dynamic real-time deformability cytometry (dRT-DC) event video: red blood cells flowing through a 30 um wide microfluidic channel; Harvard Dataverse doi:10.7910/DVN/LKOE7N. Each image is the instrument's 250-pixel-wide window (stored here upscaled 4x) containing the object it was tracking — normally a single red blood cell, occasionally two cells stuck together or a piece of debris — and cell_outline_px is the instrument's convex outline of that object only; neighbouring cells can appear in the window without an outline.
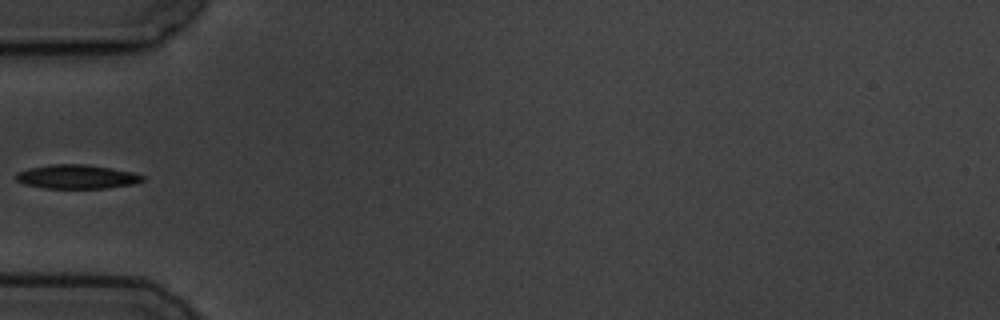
{"species": "common noctule bat (a hibernating species)", "species_latin": "Nyctalus noctula", "temperature_condition": "cold", "stored_images_in_passage": 5, "camera_frame_rate_fps": 3000, "um_per_image_px": 0.085, "animal": {"sex": "male", "body_mass_g": 19.5, "forearm_length_mm": 54.6}, "frame": {"image": 1, "passage_image": 4, "time_ms": 3.333, "image_size_px": [1000, 320], "cell_outline_px": [[144, 180], [132, 184], [104, 188], [44, 188], [24, 184], [16, 180], [16, 172], [28, 168], [52, 164], [88, 164], [112, 168], [132, 172], [144, 176]], "centroid_in_image_um": [6.5, 15.01], "position_along_channel_um": 78.5, "area_um2": 17.69}}
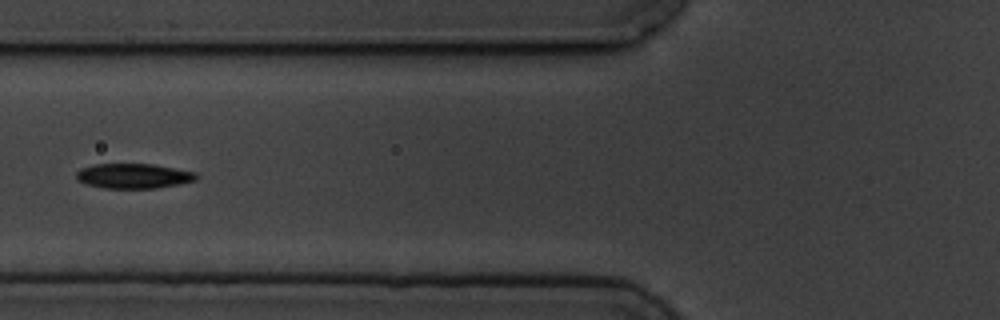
{"frame": {"image": 2, "passage_image": 5, "time_ms": 4.333, "image_size_px": [1000, 320], "cell_outline_px": [[200, 176], [196, 180], [180, 184], [156, 188], [104, 188], [88, 184], [76, 180], [76, 172], [80, 168], [96, 164], [152, 164], [196, 172]], "centroid_in_image_um": [11.37, 14.95], "position_along_channel_um": 114.4, "area_um2": 17.46}}